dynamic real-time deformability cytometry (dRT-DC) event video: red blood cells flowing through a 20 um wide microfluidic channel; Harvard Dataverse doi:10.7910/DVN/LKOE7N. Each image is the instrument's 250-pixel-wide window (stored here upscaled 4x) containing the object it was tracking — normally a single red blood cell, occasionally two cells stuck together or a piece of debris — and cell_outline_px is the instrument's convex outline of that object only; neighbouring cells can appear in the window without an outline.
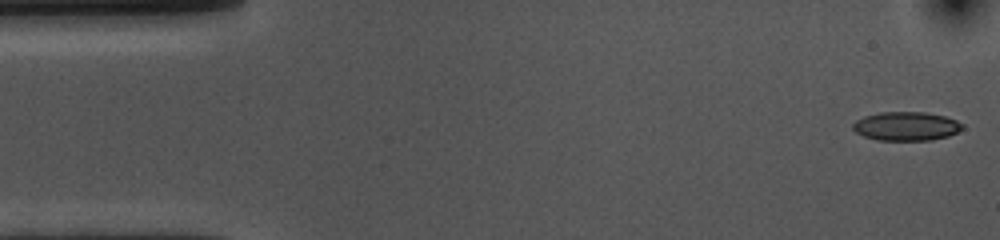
{"species": "common noctule bat (a hibernating species)", "species_latin": "Nyctalus noctula", "temperature_condition": "cold", "stored_images_in_passage": 48, "camera_frame_rate_fps": 3000, "um_per_image_px": 0.085, "animal": {"sex": "female", "body_mass_g": 10.0, "forearm_length_mm": 53.1}, "frame": {"image": 1, "passage_image": 1, "time_ms": 0.0, "image_size_px": [1000, 240], "cell_outline_px": [[964, 128], [948, 136], [932, 140], [876, 140], [864, 136], [856, 132], [852, 128], [852, 124], [856, 120], [864, 116], [880, 112], [924, 112], [944, 116], [956, 120], [964, 124]], "centroid_in_image_um": [77.02, 10.73], "position_along_channel_um": 8.0, "area_um2": 18.44}}
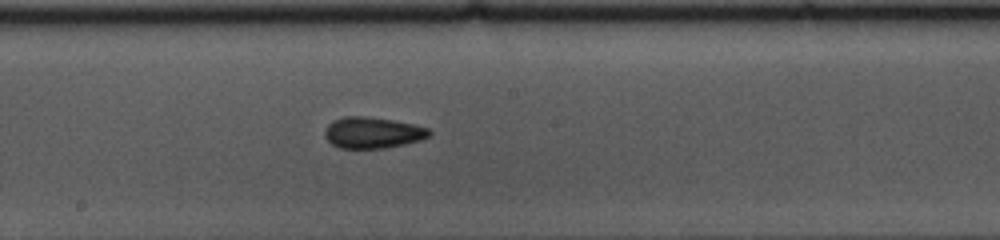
{"frame": {"image": 2, "passage_image": 27, "time_ms": 8.667, "image_size_px": [1000, 240], "cell_outline_px": [[432, 132], [428, 136], [420, 140], [404, 144], [384, 148], [340, 148], [332, 144], [324, 136], [324, 132], [328, 124], [332, 120], [344, 116], [364, 116], [392, 120], [412, 124], [428, 128]], "centroid_in_image_um": [31.64, 11.27], "position_along_channel_um": 216.6, "area_um2": 18.9}}
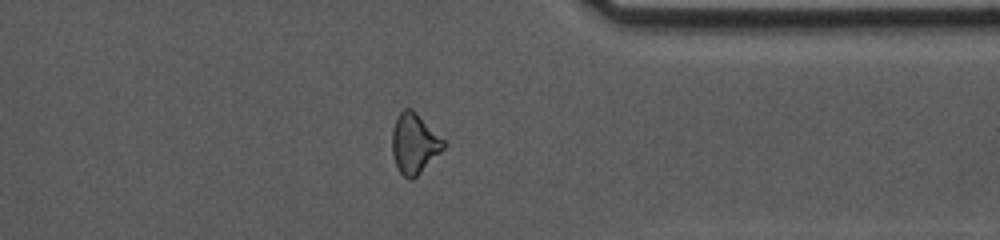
{"frame": {"image": 3, "passage_image": 41, "time_ms": 13.333, "image_size_px": [1000, 240], "cell_outline_px": [[448, 144], [412, 180], [408, 180], [400, 172], [396, 164], [392, 152], [392, 128], [400, 112], [404, 108], [412, 108]], "centroid_in_image_um": [35.21, 12.18], "position_along_channel_um": 376.2, "area_um2": 17.8}, "authors_computed_cell_mechanics": {"area_um2": 18.5538, "velocity_mm_per_s": 3.6334, "shape_relaxation_time_tau1_ms": 10.5984, "shape_relaxation_time_tau2_ms": 3.6509, "deformation_change_tau1": 0.1641, "deformation_change_tau2": 0.1033}}